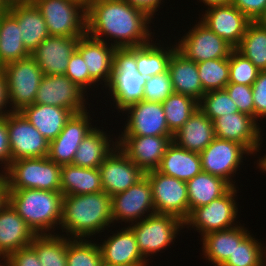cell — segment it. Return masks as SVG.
<instances>
[{"instance_id": "8d00e7d4", "label": "cell", "mask_w": 266, "mask_h": 266, "mask_svg": "<svg viewBox=\"0 0 266 266\" xmlns=\"http://www.w3.org/2000/svg\"><path fill=\"white\" fill-rule=\"evenodd\" d=\"M260 71L266 70V25L251 21L240 44L235 48Z\"/></svg>"}, {"instance_id": "44dd1931", "label": "cell", "mask_w": 266, "mask_h": 266, "mask_svg": "<svg viewBox=\"0 0 266 266\" xmlns=\"http://www.w3.org/2000/svg\"><path fill=\"white\" fill-rule=\"evenodd\" d=\"M199 20L236 48L251 20L232 4L206 8Z\"/></svg>"}, {"instance_id": "f907efd6", "label": "cell", "mask_w": 266, "mask_h": 266, "mask_svg": "<svg viewBox=\"0 0 266 266\" xmlns=\"http://www.w3.org/2000/svg\"><path fill=\"white\" fill-rule=\"evenodd\" d=\"M6 266H41L36 251L27 246L13 252L6 258Z\"/></svg>"}, {"instance_id": "11a10c76", "label": "cell", "mask_w": 266, "mask_h": 266, "mask_svg": "<svg viewBox=\"0 0 266 266\" xmlns=\"http://www.w3.org/2000/svg\"><path fill=\"white\" fill-rule=\"evenodd\" d=\"M7 201V186L3 174H0V208Z\"/></svg>"}, {"instance_id": "cb8c5ba5", "label": "cell", "mask_w": 266, "mask_h": 266, "mask_svg": "<svg viewBox=\"0 0 266 266\" xmlns=\"http://www.w3.org/2000/svg\"><path fill=\"white\" fill-rule=\"evenodd\" d=\"M115 47L104 41L96 40L89 35L79 38L76 50L83 57L88 67L90 78L104 90L111 79L113 69V53Z\"/></svg>"}, {"instance_id": "9a60e30c", "label": "cell", "mask_w": 266, "mask_h": 266, "mask_svg": "<svg viewBox=\"0 0 266 266\" xmlns=\"http://www.w3.org/2000/svg\"><path fill=\"white\" fill-rule=\"evenodd\" d=\"M11 161L47 157L49 141L20 113L7 114Z\"/></svg>"}, {"instance_id": "7dc6e473", "label": "cell", "mask_w": 266, "mask_h": 266, "mask_svg": "<svg viewBox=\"0 0 266 266\" xmlns=\"http://www.w3.org/2000/svg\"><path fill=\"white\" fill-rule=\"evenodd\" d=\"M224 89L236 104L239 112L247 114L255 119L252 86L228 83Z\"/></svg>"}, {"instance_id": "4dcf8cb0", "label": "cell", "mask_w": 266, "mask_h": 266, "mask_svg": "<svg viewBox=\"0 0 266 266\" xmlns=\"http://www.w3.org/2000/svg\"><path fill=\"white\" fill-rule=\"evenodd\" d=\"M49 142L63 130L72 116L69 109L52 105L32 104L19 111Z\"/></svg>"}, {"instance_id": "9f6ffc18", "label": "cell", "mask_w": 266, "mask_h": 266, "mask_svg": "<svg viewBox=\"0 0 266 266\" xmlns=\"http://www.w3.org/2000/svg\"><path fill=\"white\" fill-rule=\"evenodd\" d=\"M200 2L204 3L205 6H220V5H228L231 4V0H199Z\"/></svg>"}, {"instance_id": "bcb514c9", "label": "cell", "mask_w": 266, "mask_h": 266, "mask_svg": "<svg viewBox=\"0 0 266 266\" xmlns=\"http://www.w3.org/2000/svg\"><path fill=\"white\" fill-rule=\"evenodd\" d=\"M173 88L169 71L148 77L143 88V100L150 102H163Z\"/></svg>"}, {"instance_id": "91938a15", "label": "cell", "mask_w": 266, "mask_h": 266, "mask_svg": "<svg viewBox=\"0 0 266 266\" xmlns=\"http://www.w3.org/2000/svg\"><path fill=\"white\" fill-rule=\"evenodd\" d=\"M262 265L266 266V246L264 245L262 248Z\"/></svg>"}, {"instance_id": "d4e9b609", "label": "cell", "mask_w": 266, "mask_h": 266, "mask_svg": "<svg viewBox=\"0 0 266 266\" xmlns=\"http://www.w3.org/2000/svg\"><path fill=\"white\" fill-rule=\"evenodd\" d=\"M37 235L6 201L0 208V256L7 258L20 248L30 246Z\"/></svg>"}, {"instance_id": "f546056e", "label": "cell", "mask_w": 266, "mask_h": 266, "mask_svg": "<svg viewBox=\"0 0 266 266\" xmlns=\"http://www.w3.org/2000/svg\"><path fill=\"white\" fill-rule=\"evenodd\" d=\"M101 128L97 126L86 135L74 155L72 165L99 168L105 158L116 148L117 137L110 138L108 130L104 131V127Z\"/></svg>"}, {"instance_id": "83f0119b", "label": "cell", "mask_w": 266, "mask_h": 266, "mask_svg": "<svg viewBox=\"0 0 266 266\" xmlns=\"http://www.w3.org/2000/svg\"><path fill=\"white\" fill-rule=\"evenodd\" d=\"M168 71L175 93L191 97L197 102L206 93L198 76L197 63L186 58L177 49L171 55Z\"/></svg>"}, {"instance_id": "b9f144b4", "label": "cell", "mask_w": 266, "mask_h": 266, "mask_svg": "<svg viewBox=\"0 0 266 266\" xmlns=\"http://www.w3.org/2000/svg\"><path fill=\"white\" fill-rule=\"evenodd\" d=\"M198 108L211 120L225 114L239 112L225 89L206 92L198 102Z\"/></svg>"}, {"instance_id": "d6986e66", "label": "cell", "mask_w": 266, "mask_h": 266, "mask_svg": "<svg viewBox=\"0 0 266 266\" xmlns=\"http://www.w3.org/2000/svg\"><path fill=\"white\" fill-rule=\"evenodd\" d=\"M173 136L119 135L118 147L144 173L156 170Z\"/></svg>"}, {"instance_id": "7a4b0ae2", "label": "cell", "mask_w": 266, "mask_h": 266, "mask_svg": "<svg viewBox=\"0 0 266 266\" xmlns=\"http://www.w3.org/2000/svg\"><path fill=\"white\" fill-rule=\"evenodd\" d=\"M113 226L111 197L104 191L63 197L61 233L70 239H92ZM64 233V234H63ZM66 233V234H65ZM93 236V237H92Z\"/></svg>"}, {"instance_id": "60d3db41", "label": "cell", "mask_w": 266, "mask_h": 266, "mask_svg": "<svg viewBox=\"0 0 266 266\" xmlns=\"http://www.w3.org/2000/svg\"><path fill=\"white\" fill-rule=\"evenodd\" d=\"M94 239H70L67 243V266H100L101 251Z\"/></svg>"}, {"instance_id": "4fadbf2b", "label": "cell", "mask_w": 266, "mask_h": 266, "mask_svg": "<svg viewBox=\"0 0 266 266\" xmlns=\"http://www.w3.org/2000/svg\"><path fill=\"white\" fill-rule=\"evenodd\" d=\"M113 225L139 222L155 213L152 187L146 176L126 191L111 197Z\"/></svg>"}, {"instance_id": "ac0fdd59", "label": "cell", "mask_w": 266, "mask_h": 266, "mask_svg": "<svg viewBox=\"0 0 266 266\" xmlns=\"http://www.w3.org/2000/svg\"><path fill=\"white\" fill-rule=\"evenodd\" d=\"M253 117L241 113L225 114L213 121L215 136L243 145L253 156L263 143L261 126Z\"/></svg>"}, {"instance_id": "484cf974", "label": "cell", "mask_w": 266, "mask_h": 266, "mask_svg": "<svg viewBox=\"0 0 266 266\" xmlns=\"http://www.w3.org/2000/svg\"><path fill=\"white\" fill-rule=\"evenodd\" d=\"M250 233L244 224L208 233L200 238L203 253L201 255L209 264L222 266L232 255L236 244H240Z\"/></svg>"}, {"instance_id": "7c38bea8", "label": "cell", "mask_w": 266, "mask_h": 266, "mask_svg": "<svg viewBox=\"0 0 266 266\" xmlns=\"http://www.w3.org/2000/svg\"><path fill=\"white\" fill-rule=\"evenodd\" d=\"M152 187L155 213L169 214L183 222L189 216L187 183L157 170L145 173Z\"/></svg>"}, {"instance_id": "e575fe53", "label": "cell", "mask_w": 266, "mask_h": 266, "mask_svg": "<svg viewBox=\"0 0 266 266\" xmlns=\"http://www.w3.org/2000/svg\"><path fill=\"white\" fill-rule=\"evenodd\" d=\"M189 214L197 207L208 205L223 196L232 186L220 177L201 171L187 182Z\"/></svg>"}, {"instance_id": "30bf717a", "label": "cell", "mask_w": 266, "mask_h": 266, "mask_svg": "<svg viewBox=\"0 0 266 266\" xmlns=\"http://www.w3.org/2000/svg\"><path fill=\"white\" fill-rule=\"evenodd\" d=\"M246 154V155H245ZM202 171L217 176L235 187L234 177L252 154L241 144L226 139H215L199 153ZM233 178V179H232Z\"/></svg>"}, {"instance_id": "8fae6325", "label": "cell", "mask_w": 266, "mask_h": 266, "mask_svg": "<svg viewBox=\"0 0 266 266\" xmlns=\"http://www.w3.org/2000/svg\"><path fill=\"white\" fill-rule=\"evenodd\" d=\"M190 30L185 32L180 39L175 40L177 50L186 58L196 63L212 60L229 58L235 49L226 40L211 31L200 20ZM177 41V42H176Z\"/></svg>"}, {"instance_id": "8992f818", "label": "cell", "mask_w": 266, "mask_h": 266, "mask_svg": "<svg viewBox=\"0 0 266 266\" xmlns=\"http://www.w3.org/2000/svg\"><path fill=\"white\" fill-rule=\"evenodd\" d=\"M45 19L50 36L87 34V0H31Z\"/></svg>"}, {"instance_id": "6f0895ef", "label": "cell", "mask_w": 266, "mask_h": 266, "mask_svg": "<svg viewBox=\"0 0 266 266\" xmlns=\"http://www.w3.org/2000/svg\"><path fill=\"white\" fill-rule=\"evenodd\" d=\"M257 158H259V159L257 160L256 167L260 171H262V173H265L266 172V154H264L263 157L262 156H259Z\"/></svg>"}, {"instance_id": "ba28073f", "label": "cell", "mask_w": 266, "mask_h": 266, "mask_svg": "<svg viewBox=\"0 0 266 266\" xmlns=\"http://www.w3.org/2000/svg\"><path fill=\"white\" fill-rule=\"evenodd\" d=\"M237 186L231 187L223 196L214 199L208 205L194 208L184 221V227L188 230L199 232L200 236L208 233L233 228L238 223V203L236 200Z\"/></svg>"}, {"instance_id": "52a82bcc", "label": "cell", "mask_w": 266, "mask_h": 266, "mask_svg": "<svg viewBox=\"0 0 266 266\" xmlns=\"http://www.w3.org/2000/svg\"><path fill=\"white\" fill-rule=\"evenodd\" d=\"M128 226L135 234L138 249L148 263H151L148 257L163 253V250L174 244L175 238L185 228L184 222L178 217L158 213Z\"/></svg>"}, {"instance_id": "c3c4849f", "label": "cell", "mask_w": 266, "mask_h": 266, "mask_svg": "<svg viewBox=\"0 0 266 266\" xmlns=\"http://www.w3.org/2000/svg\"><path fill=\"white\" fill-rule=\"evenodd\" d=\"M253 102L255 108V120L263 122L266 119V70L260 71L252 85Z\"/></svg>"}, {"instance_id": "f5cc1de1", "label": "cell", "mask_w": 266, "mask_h": 266, "mask_svg": "<svg viewBox=\"0 0 266 266\" xmlns=\"http://www.w3.org/2000/svg\"><path fill=\"white\" fill-rule=\"evenodd\" d=\"M133 7L139 8L146 12L151 18H155L156 12L163 7L164 0H124ZM163 2V3H162ZM159 8V9H158Z\"/></svg>"}, {"instance_id": "2e32d148", "label": "cell", "mask_w": 266, "mask_h": 266, "mask_svg": "<svg viewBox=\"0 0 266 266\" xmlns=\"http://www.w3.org/2000/svg\"><path fill=\"white\" fill-rule=\"evenodd\" d=\"M120 113L127 115L120 135L173 136L166 122L162 102L141 100L128 105Z\"/></svg>"}, {"instance_id": "3957f363", "label": "cell", "mask_w": 266, "mask_h": 266, "mask_svg": "<svg viewBox=\"0 0 266 266\" xmlns=\"http://www.w3.org/2000/svg\"><path fill=\"white\" fill-rule=\"evenodd\" d=\"M61 191L7 189V201L36 235H55L62 220ZM57 229H56V228Z\"/></svg>"}, {"instance_id": "6da1fadb", "label": "cell", "mask_w": 266, "mask_h": 266, "mask_svg": "<svg viewBox=\"0 0 266 266\" xmlns=\"http://www.w3.org/2000/svg\"><path fill=\"white\" fill-rule=\"evenodd\" d=\"M153 19L124 0H87V35L115 48L151 42L155 36V30L151 32Z\"/></svg>"}, {"instance_id": "be15d7a7", "label": "cell", "mask_w": 266, "mask_h": 266, "mask_svg": "<svg viewBox=\"0 0 266 266\" xmlns=\"http://www.w3.org/2000/svg\"><path fill=\"white\" fill-rule=\"evenodd\" d=\"M0 266H6V259L5 258H3V257H1L0 256ZM2 260L4 261V262H2ZM2 262V263H1Z\"/></svg>"}, {"instance_id": "836d02e7", "label": "cell", "mask_w": 266, "mask_h": 266, "mask_svg": "<svg viewBox=\"0 0 266 266\" xmlns=\"http://www.w3.org/2000/svg\"><path fill=\"white\" fill-rule=\"evenodd\" d=\"M157 39L136 47L137 72L146 78L167 72L171 55L177 49L175 42L165 44L159 40L158 43Z\"/></svg>"}, {"instance_id": "f35d334b", "label": "cell", "mask_w": 266, "mask_h": 266, "mask_svg": "<svg viewBox=\"0 0 266 266\" xmlns=\"http://www.w3.org/2000/svg\"><path fill=\"white\" fill-rule=\"evenodd\" d=\"M169 131L174 135L198 108L191 97L173 92L162 102Z\"/></svg>"}, {"instance_id": "4316f807", "label": "cell", "mask_w": 266, "mask_h": 266, "mask_svg": "<svg viewBox=\"0 0 266 266\" xmlns=\"http://www.w3.org/2000/svg\"><path fill=\"white\" fill-rule=\"evenodd\" d=\"M8 12L18 21L22 42L30 54L50 36L45 19L32 1L9 4Z\"/></svg>"}, {"instance_id": "7402d4cb", "label": "cell", "mask_w": 266, "mask_h": 266, "mask_svg": "<svg viewBox=\"0 0 266 266\" xmlns=\"http://www.w3.org/2000/svg\"><path fill=\"white\" fill-rule=\"evenodd\" d=\"M114 231L98 244L102 261L118 266H149L139 251L135 234L128 224Z\"/></svg>"}, {"instance_id": "e7e4bbea", "label": "cell", "mask_w": 266, "mask_h": 266, "mask_svg": "<svg viewBox=\"0 0 266 266\" xmlns=\"http://www.w3.org/2000/svg\"><path fill=\"white\" fill-rule=\"evenodd\" d=\"M100 266H118V265H111L102 261Z\"/></svg>"}, {"instance_id": "f6af8a7d", "label": "cell", "mask_w": 266, "mask_h": 266, "mask_svg": "<svg viewBox=\"0 0 266 266\" xmlns=\"http://www.w3.org/2000/svg\"><path fill=\"white\" fill-rule=\"evenodd\" d=\"M87 68L83 57L77 50H75L69 57L65 75L87 95H90V93H88L90 88L91 90H94L92 88H98L99 86H96L97 84L90 78Z\"/></svg>"}, {"instance_id": "ee69618b", "label": "cell", "mask_w": 266, "mask_h": 266, "mask_svg": "<svg viewBox=\"0 0 266 266\" xmlns=\"http://www.w3.org/2000/svg\"><path fill=\"white\" fill-rule=\"evenodd\" d=\"M260 70L234 49L229 56V83L252 86Z\"/></svg>"}, {"instance_id": "f1b7e54d", "label": "cell", "mask_w": 266, "mask_h": 266, "mask_svg": "<svg viewBox=\"0 0 266 266\" xmlns=\"http://www.w3.org/2000/svg\"><path fill=\"white\" fill-rule=\"evenodd\" d=\"M215 137L213 121L197 108L186 123L173 135L172 141L181 148L200 153Z\"/></svg>"}, {"instance_id": "94428289", "label": "cell", "mask_w": 266, "mask_h": 266, "mask_svg": "<svg viewBox=\"0 0 266 266\" xmlns=\"http://www.w3.org/2000/svg\"><path fill=\"white\" fill-rule=\"evenodd\" d=\"M31 0H6L8 4H13V3H20V2H29Z\"/></svg>"}, {"instance_id": "db71d44e", "label": "cell", "mask_w": 266, "mask_h": 266, "mask_svg": "<svg viewBox=\"0 0 266 266\" xmlns=\"http://www.w3.org/2000/svg\"><path fill=\"white\" fill-rule=\"evenodd\" d=\"M8 99V90L4 70L0 67V118L11 112ZM8 109V110H7Z\"/></svg>"}, {"instance_id": "74e56055", "label": "cell", "mask_w": 266, "mask_h": 266, "mask_svg": "<svg viewBox=\"0 0 266 266\" xmlns=\"http://www.w3.org/2000/svg\"><path fill=\"white\" fill-rule=\"evenodd\" d=\"M70 238L55 235H37L30 246L36 251L41 266H67V243Z\"/></svg>"}, {"instance_id": "e0dca14e", "label": "cell", "mask_w": 266, "mask_h": 266, "mask_svg": "<svg viewBox=\"0 0 266 266\" xmlns=\"http://www.w3.org/2000/svg\"><path fill=\"white\" fill-rule=\"evenodd\" d=\"M89 111L72 114L59 135L49 142L47 157L51 161L60 166L72 164L80 143L97 126L93 125Z\"/></svg>"}, {"instance_id": "ffe728a7", "label": "cell", "mask_w": 266, "mask_h": 266, "mask_svg": "<svg viewBox=\"0 0 266 266\" xmlns=\"http://www.w3.org/2000/svg\"><path fill=\"white\" fill-rule=\"evenodd\" d=\"M103 191L110 197L135 185L145 173L118 147L99 166Z\"/></svg>"}, {"instance_id": "277c9868", "label": "cell", "mask_w": 266, "mask_h": 266, "mask_svg": "<svg viewBox=\"0 0 266 266\" xmlns=\"http://www.w3.org/2000/svg\"><path fill=\"white\" fill-rule=\"evenodd\" d=\"M146 77L137 72L136 47L116 48L108 93L111 106L120 113L128 105L143 100ZM111 101H113L111 103ZM113 104V105H112Z\"/></svg>"}, {"instance_id": "681fc988", "label": "cell", "mask_w": 266, "mask_h": 266, "mask_svg": "<svg viewBox=\"0 0 266 266\" xmlns=\"http://www.w3.org/2000/svg\"><path fill=\"white\" fill-rule=\"evenodd\" d=\"M251 21H259L266 12V0H231Z\"/></svg>"}, {"instance_id": "1f68e13d", "label": "cell", "mask_w": 266, "mask_h": 266, "mask_svg": "<svg viewBox=\"0 0 266 266\" xmlns=\"http://www.w3.org/2000/svg\"><path fill=\"white\" fill-rule=\"evenodd\" d=\"M156 170L187 182L202 171L200 155L181 148L172 141Z\"/></svg>"}, {"instance_id": "7bdbcfd3", "label": "cell", "mask_w": 266, "mask_h": 266, "mask_svg": "<svg viewBox=\"0 0 266 266\" xmlns=\"http://www.w3.org/2000/svg\"><path fill=\"white\" fill-rule=\"evenodd\" d=\"M253 234H249L240 244H236L235 250L222 266H260L262 265L261 240L259 242Z\"/></svg>"}, {"instance_id": "9c48e42d", "label": "cell", "mask_w": 266, "mask_h": 266, "mask_svg": "<svg viewBox=\"0 0 266 266\" xmlns=\"http://www.w3.org/2000/svg\"><path fill=\"white\" fill-rule=\"evenodd\" d=\"M2 69L6 77L11 112H19L24 107L34 104L43 77L37 62L29 56L8 63Z\"/></svg>"}, {"instance_id": "680465c9", "label": "cell", "mask_w": 266, "mask_h": 266, "mask_svg": "<svg viewBox=\"0 0 266 266\" xmlns=\"http://www.w3.org/2000/svg\"><path fill=\"white\" fill-rule=\"evenodd\" d=\"M9 9V4L6 0H0V14L5 13Z\"/></svg>"}, {"instance_id": "603a6c76", "label": "cell", "mask_w": 266, "mask_h": 266, "mask_svg": "<svg viewBox=\"0 0 266 266\" xmlns=\"http://www.w3.org/2000/svg\"><path fill=\"white\" fill-rule=\"evenodd\" d=\"M78 37L49 36L31 53L43 75H65L69 57L76 50Z\"/></svg>"}, {"instance_id": "5b68a950", "label": "cell", "mask_w": 266, "mask_h": 266, "mask_svg": "<svg viewBox=\"0 0 266 266\" xmlns=\"http://www.w3.org/2000/svg\"><path fill=\"white\" fill-rule=\"evenodd\" d=\"M3 176L7 189L61 191V166L48 157L11 161Z\"/></svg>"}, {"instance_id": "6125c7cd", "label": "cell", "mask_w": 266, "mask_h": 266, "mask_svg": "<svg viewBox=\"0 0 266 266\" xmlns=\"http://www.w3.org/2000/svg\"><path fill=\"white\" fill-rule=\"evenodd\" d=\"M259 22H261L263 25H266V12L263 15V17L259 20Z\"/></svg>"}, {"instance_id": "ab89813d", "label": "cell", "mask_w": 266, "mask_h": 266, "mask_svg": "<svg viewBox=\"0 0 266 266\" xmlns=\"http://www.w3.org/2000/svg\"><path fill=\"white\" fill-rule=\"evenodd\" d=\"M197 68L205 92L224 89L229 83V58L205 60Z\"/></svg>"}, {"instance_id": "d6a6232c", "label": "cell", "mask_w": 266, "mask_h": 266, "mask_svg": "<svg viewBox=\"0 0 266 266\" xmlns=\"http://www.w3.org/2000/svg\"><path fill=\"white\" fill-rule=\"evenodd\" d=\"M61 193L83 195L103 191L99 168H85L72 164L61 166Z\"/></svg>"}, {"instance_id": "d590c367", "label": "cell", "mask_w": 266, "mask_h": 266, "mask_svg": "<svg viewBox=\"0 0 266 266\" xmlns=\"http://www.w3.org/2000/svg\"><path fill=\"white\" fill-rule=\"evenodd\" d=\"M20 35L18 21L8 11L0 14V67L31 56Z\"/></svg>"}, {"instance_id": "5bb4252c", "label": "cell", "mask_w": 266, "mask_h": 266, "mask_svg": "<svg viewBox=\"0 0 266 266\" xmlns=\"http://www.w3.org/2000/svg\"><path fill=\"white\" fill-rule=\"evenodd\" d=\"M88 97L66 75H43L34 103L62 107L75 114L90 109Z\"/></svg>"}, {"instance_id": "816d5d0a", "label": "cell", "mask_w": 266, "mask_h": 266, "mask_svg": "<svg viewBox=\"0 0 266 266\" xmlns=\"http://www.w3.org/2000/svg\"><path fill=\"white\" fill-rule=\"evenodd\" d=\"M8 138L6 115L0 118V174H3L11 164V152Z\"/></svg>"}]
</instances>
